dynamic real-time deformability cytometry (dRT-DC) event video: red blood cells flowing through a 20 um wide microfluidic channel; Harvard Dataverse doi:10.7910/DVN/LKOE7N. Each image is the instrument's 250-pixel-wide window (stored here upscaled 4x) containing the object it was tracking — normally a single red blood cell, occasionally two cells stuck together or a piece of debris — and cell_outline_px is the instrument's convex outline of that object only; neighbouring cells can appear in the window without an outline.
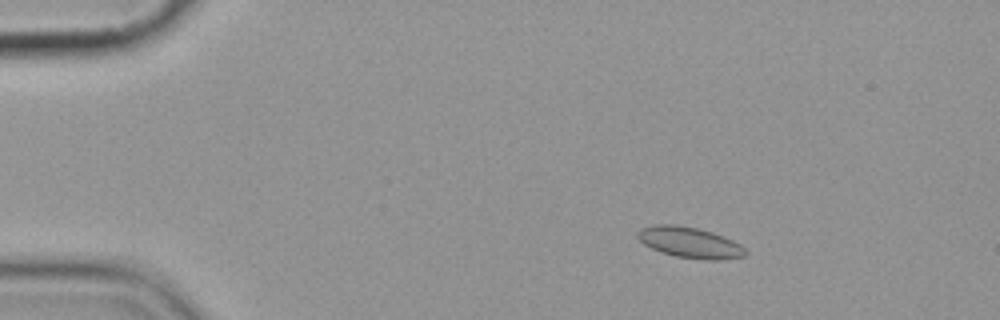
{"species": "common noctule bat (a hibernating species)", "species_latin": "Nyctalus noctula", "temperature_condition": "cold", "stored_images_in_passage": 4, "camera_frame_rate_fps": 3000, "um_per_image_px": 0.085, "animal": {"sex": "female", "body_mass_g": 19.9}, "frame": {"image": 1, "passage_image": 2, "time_ms": 2.0, "image_size_px": [1000, 320], "cell_outline_px": [[748, 252], [744, 256], [720, 260], [704, 260], [676, 256], [660, 252], [644, 244], [636, 236], [636, 232], [640, 228], [656, 224], [676, 224], [696, 228], [712, 232], [724, 236], [740, 244]], "centroid_in_image_um": [58.62, 20.61], "position_along_channel_um": 26.4, "area_um2": 19.48}}